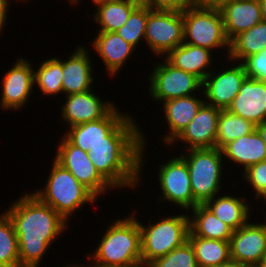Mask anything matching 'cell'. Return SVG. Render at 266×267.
Listing matches in <instances>:
<instances>
[{
	"instance_id": "43",
	"label": "cell",
	"mask_w": 266,
	"mask_h": 267,
	"mask_svg": "<svg viewBox=\"0 0 266 267\" xmlns=\"http://www.w3.org/2000/svg\"><path fill=\"white\" fill-rule=\"evenodd\" d=\"M261 4V10H262V19L263 21H266V0H259Z\"/></svg>"
},
{
	"instance_id": "13",
	"label": "cell",
	"mask_w": 266,
	"mask_h": 267,
	"mask_svg": "<svg viewBox=\"0 0 266 267\" xmlns=\"http://www.w3.org/2000/svg\"><path fill=\"white\" fill-rule=\"evenodd\" d=\"M230 258L256 267L266 257V223L247 222L230 238Z\"/></svg>"
},
{
	"instance_id": "24",
	"label": "cell",
	"mask_w": 266,
	"mask_h": 267,
	"mask_svg": "<svg viewBox=\"0 0 266 267\" xmlns=\"http://www.w3.org/2000/svg\"><path fill=\"white\" fill-rule=\"evenodd\" d=\"M209 49L182 43L170 51L165 59L174 67L192 73L202 81L211 72L212 56ZM209 70V71H208Z\"/></svg>"
},
{
	"instance_id": "34",
	"label": "cell",
	"mask_w": 266,
	"mask_h": 267,
	"mask_svg": "<svg viewBox=\"0 0 266 267\" xmlns=\"http://www.w3.org/2000/svg\"><path fill=\"white\" fill-rule=\"evenodd\" d=\"M147 267H199L189 241L173 249L165 256L149 262Z\"/></svg>"
},
{
	"instance_id": "30",
	"label": "cell",
	"mask_w": 266,
	"mask_h": 267,
	"mask_svg": "<svg viewBox=\"0 0 266 267\" xmlns=\"http://www.w3.org/2000/svg\"><path fill=\"white\" fill-rule=\"evenodd\" d=\"M256 125L242 117L232 114L229 110H220L217 121L215 148L222 149L229 142L250 134Z\"/></svg>"
},
{
	"instance_id": "33",
	"label": "cell",
	"mask_w": 266,
	"mask_h": 267,
	"mask_svg": "<svg viewBox=\"0 0 266 267\" xmlns=\"http://www.w3.org/2000/svg\"><path fill=\"white\" fill-rule=\"evenodd\" d=\"M146 22L147 7L139 5L125 24L115 32L136 49L140 40H145Z\"/></svg>"
},
{
	"instance_id": "4",
	"label": "cell",
	"mask_w": 266,
	"mask_h": 267,
	"mask_svg": "<svg viewBox=\"0 0 266 267\" xmlns=\"http://www.w3.org/2000/svg\"><path fill=\"white\" fill-rule=\"evenodd\" d=\"M52 169L44 189L34 191L43 203L51 206L66 222L76 210L98 199L67 169L53 159ZM70 216V217H69Z\"/></svg>"
},
{
	"instance_id": "45",
	"label": "cell",
	"mask_w": 266,
	"mask_h": 267,
	"mask_svg": "<svg viewBox=\"0 0 266 267\" xmlns=\"http://www.w3.org/2000/svg\"><path fill=\"white\" fill-rule=\"evenodd\" d=\"M256 267H266V257Z\"/></svg>"
},
{
	"instance_id": "46",
	"label": "cell",
	"mask_w": 266,
	"mask_h": 267,
	"mask_svg": "<svg viewBox=\"0 0 266 267\" xmlns=\"http://www.w3.org/2000/svg\"><path fill=\"white\" fill-rule=\"evenodd\" d=\"M84 265H82L81 264V266L80 265H75V264H73L72 266L70 265V264H68L66 267H83ZM63 267V266H62ZM65 267V266H64ZM84 267H87V265L86 266H84Z\"/></svg>"
},
{
	"instance_id": "12",
	"label": "cell",
	"mask_w": 266,
	"mask_h": 267,
	"mask_svg": "<svg viewBox=\"0 0 266 267\" xmlns=\"http://www.w3.org/2000/svg\"><path fill=\"white\" fill-rule=\"evenodd\" d=\"M236 64L232 68L222 69L218 74L211 70L204 78L202 92L205 103L220 110H227L231 106L247 77L243 63Z\"/></svg>"
},
{
	"instance_id": "8",
	"label": "cell",
	"mask_w": 266,
	"mask_h": 267,
	"mask_svg": "<svg viewBox=\"0 0 266 267\" xmlns=\"http://www.w3.org/2000/svg\"><path fill=\"white\" fill-rule=\"evenodd\" d=\"M184 40L183 12L150 10L147 7L145 42L155 55H167Z\"/></svg>"
},
{
	"instance_id": "44",
	"label": "cell",
	"mask_w": 266,
	"mask_h": 267,
	"mask_svg": "<svg viewBox=\"0 0 266 267\" xmlns=\"http://www.w3.org/2000/svg\"><path fill=\"white\" fill-rule=\"evenodd\" d=\"M94 2L95 5L97 4H102V3H106V2H118V1H122V0H92Z\"/></svg>"
},
{
	"instance_id": "48",
	"label": "cell",
	"mask_w": 266,
	"mask_h": 267,
	"mask_svg": "<svg viewBox=\"0 0 266 267\" xmlns=\"http://www.w3.org/2000/svg\"><path fill=\"white\" fill-rule=\"evenodd\" d=\"M262 199L264 198V202L263 203H265L266 202V194L263 196V197H261ZM264 205H266V204H264Z\"/></svg>"
},
{
	"instance_id": "7",
	"label": "cell",
	"mask_w": 266,
	"mask_h": 267,
	"mask_svg": "<svg viewBox=\"0 0 266 267\" xmlns=\"http://www.w3.org/2000/svg\"><path fill=\"white\" fill-rule=\"evenodd\" d=\"M180 156L186 161L194 200L204 204L221 189L223 154L218 148L189 149Z\"/></svg>"
},
{
	"instance_id": "29",
	"label": "cell",
	"mask_w": 266,
	"mask_h": 267,
	"mask_svg": "<svg viewBox=\"0 0 266 267\" xmlns=\"http://www.w3.org/2000/svg\"><path fill=\"white\" fill-rule=\"evenodd\" d=\"M93 15L101 32H115L129 19L130 14L140 5L139 0H122L97 4Z\"/></svg>"
},
{
	"instance_id": "14",
	"label": "cell",
	"mask_w": 266,
	"mask_h": 267,
	"mask_svg": "<svg viewBox=\"0 0 266 267\" xmlns=\"http://www.w3.org/2000/svg\"><path fill=\"white\" fill-rule=\"evenodd\" d=\"M5 73L0 107L8 111L21 109L31 96L34 87V70L29 61L19 57Z\"/></svg>"
},
{
	"instance_id": "41",
	"label": "cell",
	"mask_w": 266,
	"mask_h": 267,
	"mask_svg": "<svg viewBox=\"0 0 266 267\" xmlns=\"http://www.w3.org/2000/svg\"><path fill=\"white\" fill-rule=\"evenodd\" d=\"M256 130L259 133V135L261 136V138L264 141V143L266 144V121H263L262 123H259L256 126Z\"/></svg>"
},
{
	"instance_id": "16",
	"label": "cell",
	"mask_w": 266,
	"mask_h": 267,
	"mask_svg": "<svg viewBox=\"0 0 266 267\" xmlns=\"http://www.w3.org/2000/svg\"><path fill=\"white\" fill-rule=\"evenodd\" d=\"M220 109L203 103L187 127L173 140L187 143V150L215 148Z\"/></svg>"
},
{
	"instance_id": "32",
	"label": "cell",
	"mask_w": 266,
	"mask_h": 267,
	"mask_svg": "<svg viewBox=\"0 0 266 267\" xmlns=\"http://www.w3.org/2000/svg\"><path fill=\"white\" fill-rule=\"evenodd\" d=\"M0 267H20L17 236L5 212L0 215Z\"/></svg>"
},
{
	"instance_id": "6",
	"label": "cell",
	"mask_w": 266,
	"mask_h": 267,
	"mask_svg": "<svg viewBox=\"0 0 266 267\" xmlns=\"http://www.w3.org/2000/svg\"><path fill=\"white\" fill-rule=\"evenodd\" d=\"M138 225L141 232V258L145 265L188 241L190 220L187 214L162 217L148 226L138 221Z\"/></svg>"
},
{
	"instance_id": "37",
	"label": "cell",
	"mask_w": 266,
	"mask_h": 267,
	"mask_svg": "<svg viewBox=\"0 0 266 267\" xmlns=\"http://www.w3.org/2000/svg\"><path fill=\"white\" fill-rule=\"evenodd\" d=\"M195 0H139L140 5L150 10L183 12L191 6Z\"/></svg>"
},
{
	"instance_id": "26",
	"label": "cell",
	"mask_w": 266,
	"mask_h": 267,
	"mask_svg": "<svg viewBox=\"0 0 266 267\" xmlns=\"http://www.w3.org/2000/svg\"><path fill=\"white\" fill-rule=\"evenodd\" d=\"M189 216L190 232L206 239L230 241L234 230L217 218L204 204H198Z\"/></svg>"
},
{
	"instance_id": "27",
	"label": "cell",
	"mask_w": 266,
	"mask_h": 267,
	"mask_svg": "<svg viewBox=\"0 0 266 267\" xmlns=\"http://www.w3.org/2000/svg\"><path fill=\"white\" fill-rule=\"evenodd\" d=\"M190 242L199 267H216L225 264L230 258V242L206 239L189 232Z\"/></svg>"
},
{
	"instance_id": "22",
	"label": "cell",
	"mask_w": 266,
	"mask_h": 267,
	"mask_svg": "<svg viewBox=\"0 0 266 267\" xmlns=\"http://www.w3.org/2000/svg\"><path fill=\"white\" fill-rule=\"evenodd\" d=\"M195 95L179 97L163 102V112L166 117L170 134L163 136L165 144L172 145L173 140L187 127L197 114L204 99H197Z\"/></svg>"
},
{
	"instance_id": "3",
	"label": "cell",
	"mask_w": 266,
	"mask_h": 267,
	"mask_svg": "<svg viewBox=\"0 0 266 267\" xmlns=\"http://www.w3.org/2000/svg\"><path fill=\"white\" fill-rule=\"evenodd\" d=\"M115 221V222H114ZM104 235L93 255L91 265H126L142 261L141 232L135 216L114 220Z\"/></svg>"
},
{
	"instance_id": "17",
	"label": "cell",
	"mask_w": 266,
	"mask_h": 267,
	"mask_svg": "<svg viewBox=\"0 0 266 267\" xmlns=\"http://www.w3.org/2000/svg\"><path fill=\"white\" fill-rule=\"evenodd\" d=\"M114 107L104 118L69 127L63 135L72 145L89 152L99 142H107V136L128 116Z\"/></svg>"
},
{
	"instance_id": "28",
	"label": "cell",
	"mask_w": 266,
	"mask_h": 267,
	"mask_svg": "<svg viewBox=\"0 0 266 267\" xmlns=\"http://www.w3.org/2000/svg\"><path fill=\"white\" fill-rule=\"evenodd\" d=\"M265 47L266 21L262 20L230 41L228 60L235 61V63L243 62L247 57L262 52Z\"/></svg>"
},
{
	"instance_id": "9",
	"label": "cell",
	"mask_w": 266,
	"mask_h": 267,
	"mask_svg": "<svg viewBox=\"0 0 266 267\" xmlns=\"http://www.w3.org/2000/svg\"><path fill=\"white\" fill-rule=\"evenodd\" d=\"M162 64L153 65V71L148 77L149 92L156 101L194 95L202 89L203 81L192 73L174 67L165 58Z\"/></svg>"
},
{
	"instance_id": "47",
	"label": "cell",
	"mask_w": 266,
	"mask_h": 267,
	"mask_svg": "<svg viewBox=\"0 0 266 267\" xmlns=\"http://www.w3.org/2000/svg\"><path fill=\"white\" fill-rule=\"evenodd\" d=\"M69 1H71V3H73V4H76L79 2V0H69Z\"/></svg>"
},
{
	"instance_id": "21",
	"label": "cell",
	"mask_w": 266,
	"mask_h": 267,
	"mask_svg": "<svg viewBox=\"0 0 266 267\" xmlns=\"http://www.w3.org/2000/svg\"><path fill=\"white\" fill-rule=\"evenodd\" d=\"M92 43L99 57L102 59L107 73L113 76L119 73L126 60L135 49L116 32H97Z\"/></svg>"
},
{
	"instance_id": "42",
	"label": "cell",
	"mask_w": 266,
	"mask_h": 267,
	"mask_svg": "<svg viewBox=\"0 0 266 267\" xmlns=\"http://www.w3.org/2000/svg\"><path fill=\"white\" fill-rule=\"evenodd\" d=\"M216 267H252V266L245 265V264L230 260L229 262H227L225 264H221V265L216 266Z\"/></svg>"
},
{
	"instance_id": "2",
	"label": "cell",
	"mask_w": 266,
	"mask_h": 267,
	"mask_svg": "<svg viewBox=\"0 0 266 267\" xmlns=\"http://www.w3.org/2000/svg\"><path fill=\"white\" fill-rule=\"evenodd\" d=\"M11 219L18 240L20 267H39L55 238L67 223L51 206L35 194L25 192L5 212Z\"/></svg>"
},
{
	"instance_id": "39",
	"label": "cell",
	"mask_w": 266,
	"mask_h": 267,
	"mask_svg": "<svg viewBox=\"0 0 266 267\" xmlns=\"http://www.w3.org/2000/svg\"><path fill=\"white\" fill-rule=\"evenodd\" d=\"M227 1L228 0H195V3L202 6L218 8L221 4Z\"/></svg>"
},
{
	"instance_id": "5",
	"label": "cell",
	"mask_w": 266,
	"mask_h": 267,
	"mask_svg": "<svg viewBox=\"0 0 266 267\" xmlns=\"http://www.w3.org/2000/svg\"><path fill=\"white\" fill-rule=\"evenodd\" d=\"M183 43L203 47L213 52L214 49L227 47L230 51V40L227 38L221 13L216 7L202 6L193 3L183 11Z\"/></svg>"
},
{
	"instance_id": "15",
	"label": "cell",
	"mask_w": 266,
	"mask_h": 267,
	"mask_svg": "<svg viewBox=\"0 0 266 267\" xmlns=\"http://www.w3.org/2000/svg\"><path fill=\"white\" fill-rule=\"evenodd\" d=\"M65 99L61 115L62 122L66 121L69 127L104 118L115 107L111 101H101V98L93 93V89L67 95Z\"/></svg>"
},
{
	"instance_id": "40",
	"label": "cell",
	"mask_w": 266,
	"mask_h": 267,
	"mask_svg": "<svg viewBox=\"0 0 266 267\" xmlns=\"http://www.w3.org/2000/svg\"><path fill=\"white\" fill-rule=\"evenodd\" d=\"M88 267H147L142 261L126 265H88Z\"/></svg>"
},
{
	"instance_id": "35",
	"label": "cell",
	"mask_w": 266,
	"mask_h": 267,
	"mask_svg": "<svg viewBox=\"0 0 266 267\" xmlns=\"http://www.w3.org/2000/svg\"><path fill=\"white\" fill-rule=\"evenodd\" d=\"M243 178L255 190V198L259 199L266 194V160L251 165L243 171Z\"/></svg>"
},
{
	"instance_id": "20",
	"label": "cell",
	"mask_w": 266,
	"mask_h": 267,
	"mask_svg": "<svg viewBox=\"0 0 266 267\" xmlns=\"http://www.w3.org/2000/svg\"><path fill=\"white\" fill-rule=\"evenodd\" d=\"M85 46H78L68 57L62 61L63 93L65 96L92 90L93 65L91 64L88 51Z\"/></svg>"
},
{
	"instance_id": "10",
	"label": "cell",
	"mask_w": 266,
	"mask_h": 267,
	"mask_svg": "<svg viewBox=\"0 0 266 267\" xmlns=\"http://www.w3.org/2000/svg\"><path fill=\"white\" fill-rule=\"evenodd\" d=\"M54 160L67 169L82 185L97 198L114 189L96 170L88 152L72 145L64 136L57 146Z\"/></svg>"
},
{
	"instance_id": "18",
	"label": "cell",
	"mask_w": 266,
	"mask_h": 267,
	"mask_svg": "<svg viewBox=\"0 0 266 267\" xmlns=\"http://www.w3.org/2000/svg\"><path fill=\"white\" fill-rule=\"evenodd\" d=\"M227 110L256 126L266 121V82L246 77Z\"/></svg>"
},
{
	"instance_id": "19",
	"label": "cell",
	"mask_w": 266,
	"mask_h": 267,
	"mask_svg": "<svg viewBox=\"0 0 266 267\" xmlns=\"http://www.w3.org/2000/svg\"><path fill=\"white\" fill-rule=\"evenodd\" d=\"M218 9L222 16L227 38L230 41L263 20L259 0H228L221 4Z\"/></svg>"
},
{
	"instance_id": "31",
	"label": "cell",
	"mask_w": 266,
	"mask_h": 267,
	"mask_svg": "<svg viewBox=\"0 0 266 267\" xmlns=\"http://www.w3.org/2000/svg\"><path fill=\"white\" fill-rule=\"evenodd\" d=\"M62 60L53 57L42 61L38 70H34V85L46 96L63 93Z\"/></svg>"
},
{
	"instance_id": "36",
	"label": "cell",
	"mask_w": 266,
	"mask_h": 267,
	"mask_svg": "<svg viewBox=\"0 0 266 267\" xmlns=\"http://www.w3.org/2000/svg\"><path fill=\"white\" fill-rule=\"evenodd\" d=\"M242 63L247 77L266 82V47L262 52L247 57Z\"/></svg>"
},
{
	"instance_id": "38",
	"label": "cell",
	"mask_w": 266,
	"mask_h": 267,
	"mask_svg": "<svg viewBox=\"0 0 266 267\" xmlns=\"http://www.w3.org/2000/svg\"><path fill=\"white\" fill-rule=\"evenodd\" d=\"M10 2L9 0H0V34L4 25L6 24V19H7V13H8V8Z\"/></svg>"
},
{
	"instance_id": "23",
	"label": "cell",
	"mask_w": 266,
	"mask_h": 267,
	"mask_svg": "<svg viewBox=\"0 0 266 267\" xmlns=\"http://www.w3.org/2000/svg\"><path fill=\"white\" fill-rule=\"evenodd\" d=\"M221 150L223 158L241 165L244 171L251 165L266 160V144L256 129L250 134L229 142Z\"/></svg>"
},
{
	"instance_id": "1",
	"label": "cell",
	"mask_w": 266,
	"mask_h": 267,
	"mask_svg": "<svg viewBox=\"0 0 266 267\" xmlns=\"http://www.w3.org/2000/svg\"><path fill=\"white\" fill-rule=\"evenodd\" d=\"M135 122L128 115L107 136V142L95 144L88 152L96 170L115 189L135 188L141 182L146 138Z\"/></svg>"
},
{
	"instance_id": "25",
	"label": "cell",
	"mask_w": 266,
	"mask_h": 267,
	"mask_svg": "<svg viewBox=\"0 0 266 267\" xmlns=\"http://www.w3.org/2000/svg\"><path fill=\"white\" fill-rule=\"evenodd\" d=\"M216 196L206 201L204 205L234 231L244 226L248 219L250 221L249 215L251 214L249 213L251 212L249 210H251V207L245 203L246 198H238L231 195L219 196L218 198Z\"/></svg>"
},
{
	"instance_id": "11",
	"label": "cell",
	"mask_w": 266,
	"mask_h": 267,
	"mask_svg": "<svg viewBox=\"0 0 266 267\" xmlns=\"http://www.w3.org/2000/svg\"><path fill=\"white\" fill-rule=\"evenodd\" d=\"M158 171L159 186L162 190L159 201L167 200L188 212L198 205L192 194L187 163L181 156L163 162Z\"/></svg>"
}]
</instances>
